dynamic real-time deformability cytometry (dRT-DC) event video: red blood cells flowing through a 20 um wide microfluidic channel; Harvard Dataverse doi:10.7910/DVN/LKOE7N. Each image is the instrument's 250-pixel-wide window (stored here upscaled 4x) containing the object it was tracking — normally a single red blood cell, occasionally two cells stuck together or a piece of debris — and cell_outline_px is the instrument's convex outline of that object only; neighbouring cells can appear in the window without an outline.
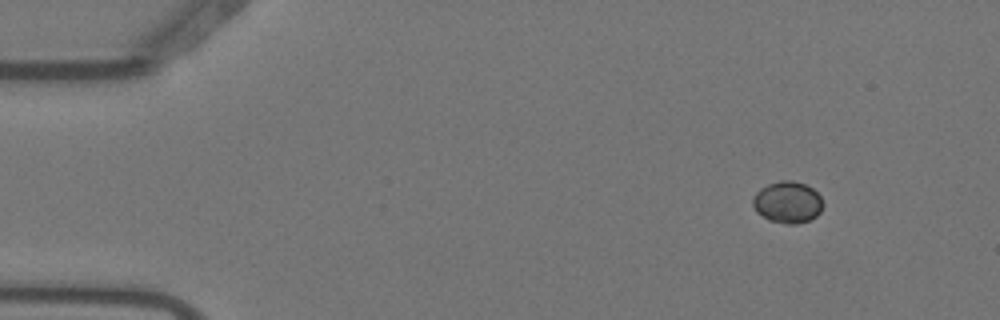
{"species": "Egyptian fruit bat (a non-hibernating species)", "species_latin": "Rousettus aegyptiacus", "temperature_condition": "warm", "stored_images_in_passage": 6, "camera_frame_rate_fps": 3000, "um_per_image_px": 0.085, "animal": {"sex": "female"}, "frame": {"image": 1, "passage_image": 2, "time_ms": 0.333, "image_size_px": [1000, 320], "cell_outline_px": [[824, 204], [820, 212], [816, 216], [808, 220], [796, 224], [788, 224], [768, 220], [756, 212], [752, 204], [752, 196], [760, 188], [768, 184], [780, 180], [792, 180], [804, 184], [812, 188], [820, 196]], "centroid_in_image_um": [66.92, 17.18], "position_along_channel_um": 18.1, "area_um2": 17.17}}
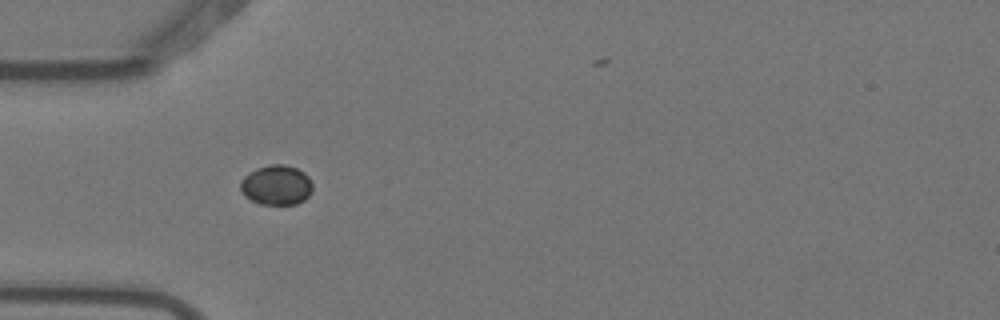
{"frame": {"image": 2, "passage_image": 5, "time_ms": 1.333, "image_size_px": [1000, 320], "cell_outline_px": [[312, 192], [304, 200], [296, 204], [260, 204], [244, 196], [240, 188], [240, 180], [244, 176], [256, 168], [268, 164], [284, 164], [296, 168], [304, 172], [308, 176], [312, 184]], "centroid_in_image_um": [23.49, 15.72], "position_along_channel_um": 61.5, "area_um2": 16.88}}
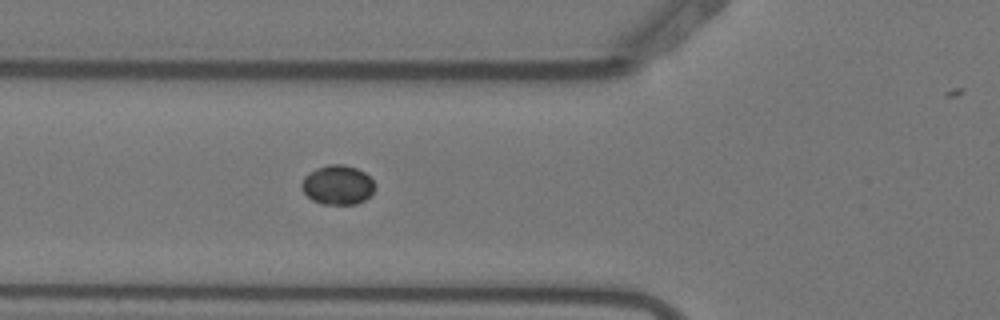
{"frame": {"image": 3, "passage_image": 6, "time_ms": 1.667, "image_size_px": [1000, 320], "cell_outline_px": [[376, 188], [364, 200], [356, 204], [320, 204], [312, 200], [304, 192], [300, 184], [304, 176], [308, 172], [316, 168], [328, 164], [344, 164], [356, 168], [364, 172], [376, 184]], "centroid_in_image_um": [28.68, 15.71], "position_along_channel_um": 97.1, "area_um2": 16.94}}